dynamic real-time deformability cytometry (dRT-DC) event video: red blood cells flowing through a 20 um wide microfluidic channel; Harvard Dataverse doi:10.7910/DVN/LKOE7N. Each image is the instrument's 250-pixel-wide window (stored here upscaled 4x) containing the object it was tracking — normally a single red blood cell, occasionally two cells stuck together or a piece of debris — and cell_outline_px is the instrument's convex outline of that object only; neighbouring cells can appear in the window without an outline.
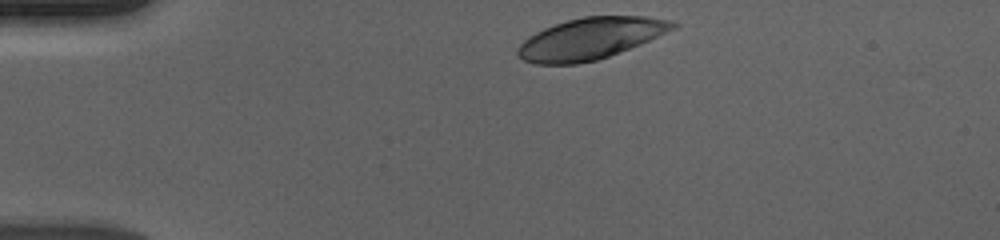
{"species": "human", "species_latin": "Homo sapiens", "temperature_condition": "cold", "stored_images_in_passage": 37, "camera_frame_rate_fps": 3000, "um_per_image_px": 0.085, "donor": {"sex": "male"}, "frame": {"image": 1, "passage_image": 1, "time_ms": 0.0, "image_size_px": [1000, 240], "cell_outline_px": [[680, 24], [676, 28], [640, 44], [608, 56], [596, 60], [576, 64], [532, 64], [516, 56], [516, 48], [528, 36], [544, 28], [568, 20], [584, 16], [644, 16], [672, 20]], "centroid_in_image_um": [50.17, 3.28], "position_along_channel_um": 34.8, "area_um2": 37.51}}
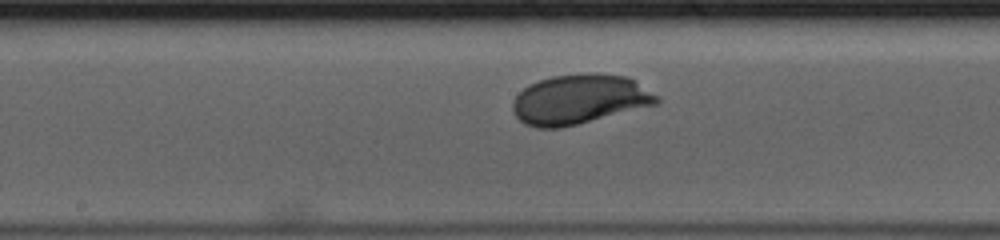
{"frame": {"image": 2, "passage_image": 19, "time_ms": 6.0, "image_size_px": [1000, 240], "cell_outline_px": [[660, 100], [656, 104], [560, 128], [536, 128], [524, 124], [512, 112], [512, 100], [528, 84], [552, 76], [584, 72], [592, 72], [628, 76], [636, 80], [660, 96]], "centroid_in_image_um": [49.25, 8.42], "position_along_channel_um": 199.0, "area_um2": 41.96}}
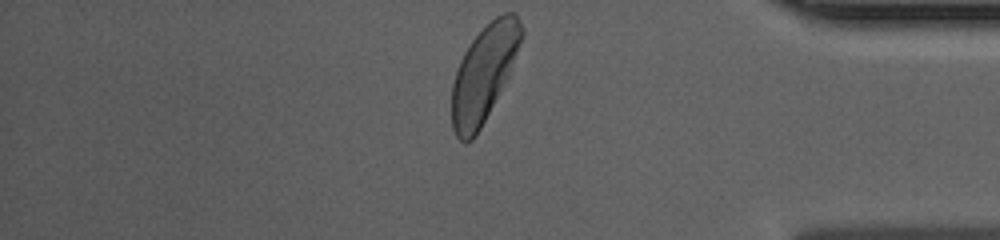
{"frame": {"image": 3, "passage_image": 37, "time_ms": 12.0, "image_size_px": [1000, 240], "cell_outline_px": [[524, 36], [508, 76], [476, 136], [468, 144], [464, 144], [456, 136], [452, 128], [452, 84], [460, 60], [464, 52], [472, 40], [496, 16], [504, 12], [512, 12], [516, 16], [524, 32]], "centroid_in_image_um": [41.12, 6.28], "position_along_channel_um": 394.1, "area_um2": 38.55}, "authors_computed_cell_mechanics": {"area_um2": 39.5352, "velocity_mm_per_s": 3.6207, "shape_relaxation_time_tau1_ms": 2.4418, "shape_relaxation_time_tau2_ms": null, "deformation_change_tau1": 0.1424, "deformation_change_tau2": null}}